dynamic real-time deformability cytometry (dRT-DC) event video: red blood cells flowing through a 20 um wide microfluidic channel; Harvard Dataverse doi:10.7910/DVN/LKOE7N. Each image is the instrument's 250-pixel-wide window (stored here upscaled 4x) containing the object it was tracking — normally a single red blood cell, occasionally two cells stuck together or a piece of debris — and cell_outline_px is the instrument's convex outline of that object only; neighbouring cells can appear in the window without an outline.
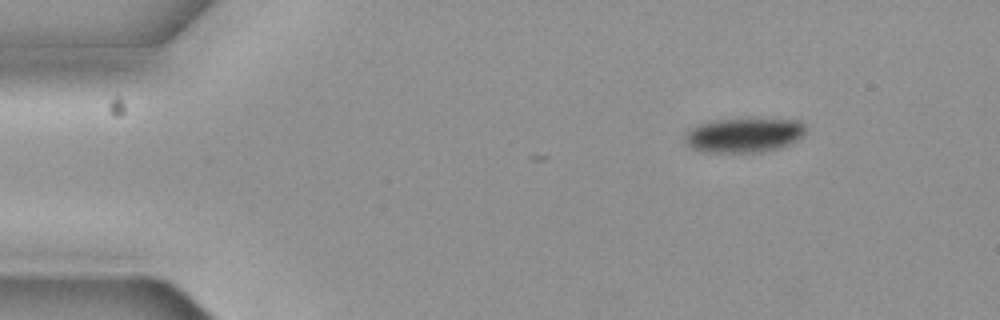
{"species": "common noctule bat (a hibernating species)", "species_latin": "Nyctalus noctula", "temperature_condition": "cold", "stored_images_in_passage": 5, "segment_of_instrument_passage": [2, 2], "camera_frame_rate_fps": 3000, "um_per_image_px": 0.085, "animal": {"sex": "female", "body_mass_g": 19.3, "forearm_length_mm": 54.1}, "frame": {"image": 1, "passage_image": 5, "time_ms": 1.333, "image_size_px": [1000, 320], "cell_outline_px": [[804, 136], [788, 144], [764, 152], [708, 152], [692, 148], [688, 144], [688, 132], [692, 128], [708, 120], [800, 120], [804, 124]], "centroid_in_image_um": [63.27, 11.49], "position_along_channel_um": 21.7, "area_um2": 23.52}}